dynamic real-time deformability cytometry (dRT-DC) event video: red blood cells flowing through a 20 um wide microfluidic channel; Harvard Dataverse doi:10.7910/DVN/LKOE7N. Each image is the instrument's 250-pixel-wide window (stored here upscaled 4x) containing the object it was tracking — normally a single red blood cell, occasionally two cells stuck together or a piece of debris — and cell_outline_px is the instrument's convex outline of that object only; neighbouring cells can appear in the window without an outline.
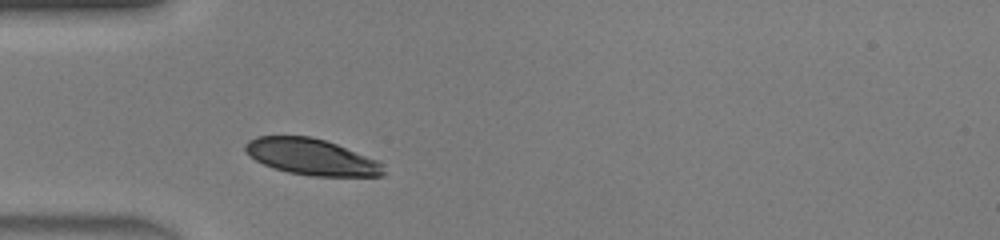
{"species": "human", "species_latin": "Homo sapiens", "temperature_condition": "warm", "stored_images_in_passage": 25, "camera_frame_rate_fps": 3000, "um_per_image_px": 0.085, "donor": {"sex": "male"}, "frame": {"image": 1, "passage_image": 1, "time_ms": 0.0, "image_size_px": [1000, 240], "cell_outline_px": [[384, 176], [312, 176], [288, 172], [264, 164], [248, 156], [244, 152], [244, 144], [248, 140], [256, 136], [308, 136], [324, 140], [336, 144], [376, 160], [380, 164], [384, 172]], "centroid_in_image_um": [26.4, 13.33], "position_along_channel_um": 58.6, "area_um2": 28.9}}
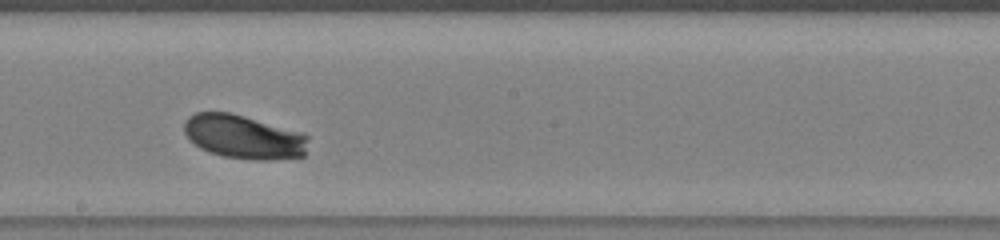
{"frame": {"image": 2, "passage_image": 13, "time_ms": 4.0, "image_size_px": [1000, 240], "cell_outline_px": [[308, 136], [304, 156], [272, 160], [252, 160], [224, 156], [208, 152], [200, 148], [188, 140], [184, 132], [184, 120], [188, 116], [196, 112], [228, 112], [244, 116], [304, 132]], "centroid_in_image_um": [20.7, 11.63], "position_along_channel_um": 227.5, "area_um2": 32.02}}
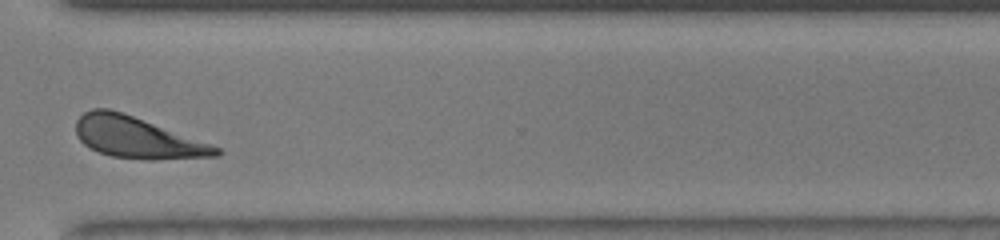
{"frame": {"image": 3, "passage_image": 22, "time_ms": 7.0, "image_size_px": [1000, 240], "cell_outline_px": [[224, 152], [220, 156], [152, 160], [112, 156], [100, 152], [84, 144], [76, 136], [76, 120], [84, 112], [92, 108], [108, 108], [132, 116], [212, 144], [220, 148]], "centroid_in_image_um": [11.68, 11.7], "position_along_channel_um": 358.9, "area_um2": 33.41}, "authors_computed_cell_mechanics": {"area_um2": 31.2698, "velocity_mm_per_s": 4.3696, "shape_relaxation_time_tau1_ms": 1.2547, "shape_relaxation_time_tau2_ms": 3.9108, "deformation_change_tau1": 0.1144, "deformation_change_tau2": 0.1607}}